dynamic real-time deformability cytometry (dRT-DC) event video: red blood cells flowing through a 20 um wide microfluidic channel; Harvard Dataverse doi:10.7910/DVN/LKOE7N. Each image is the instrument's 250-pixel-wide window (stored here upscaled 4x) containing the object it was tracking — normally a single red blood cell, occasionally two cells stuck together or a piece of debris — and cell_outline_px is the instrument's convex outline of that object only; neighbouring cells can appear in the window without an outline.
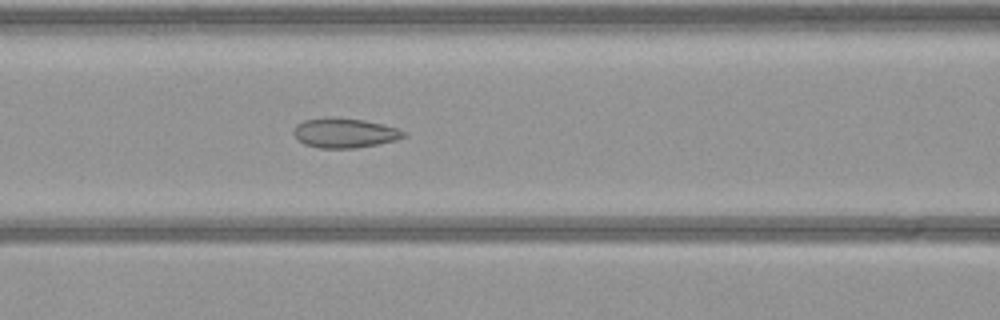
{"species": "common noctule bat (a hibernating species)", "species_latin": "Nyctalus noctula", "temperature_condition": "warm", "stored_images_in_passage": 52, "camera_frame_rate_fps": 3000, "um_per_image_px": 0.085, "animal": {"sex": "female", "body_mass_g": 21.9}, "frame": {"image": 1, "passage_image": 21, "time_ms": 6.667, "image_size_px": [1000, 320], "cell_outline_px": [[408, 136], [396, 140], [356, 148], [320, 148], [304, 144], [296, 140], [292, 132], [292, 128], [296, 124], [304, 120], [364, 120], [396, 128], [404, 132]], "centroid_in_image_um": [29.26, 11.35], "position_along_channel_um": 137.3, "area_um2": 18.32}}
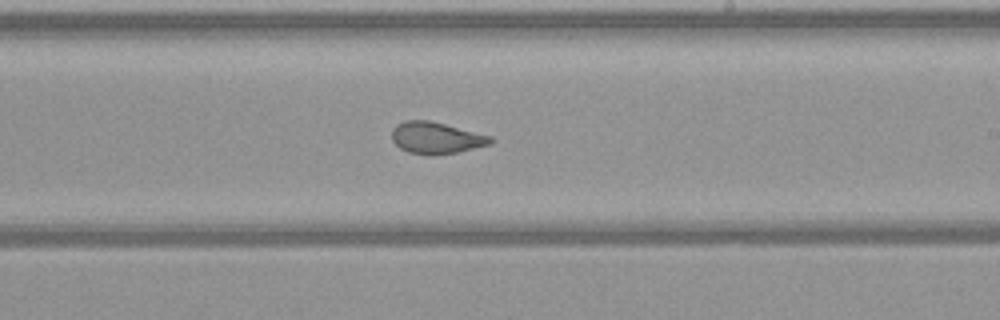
{"frame": {"image": 2, "passage_image": 30, "time_ms": 9.667, "image_size_px": [1000, 320], "cell_outline_px": [[496, 140], [492, 144], [456, 152], [432, 156], [428, 156], [408, 152], [400, 148], [392, 140], [392, 128], [396, 124], [404, 120], [428, 120], [492, 136]], "centroid_in_image_um": [37.07, 11.73], "position_along_channel_um": 251.9, "area_um2": 18.38}}
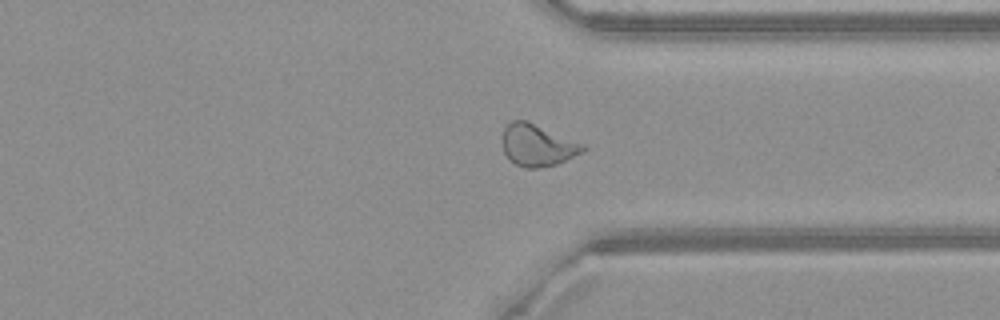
{"frame": {"image": 3, "passage_image": 39, "time_ms": 12.667, "image_size_px": [1000, 320], "cell_outline_px": [[588, 148], [584, 152], [556, 164], [536, 168], [528, 168], [516, 164], [504, 152], [504, 128], [512, 120], [528, 120], [584, 144]], "centroid_in_image_um": [45.74, 12.32], "position_along_channel_um": 365.7, "area_um2": 19.42}}